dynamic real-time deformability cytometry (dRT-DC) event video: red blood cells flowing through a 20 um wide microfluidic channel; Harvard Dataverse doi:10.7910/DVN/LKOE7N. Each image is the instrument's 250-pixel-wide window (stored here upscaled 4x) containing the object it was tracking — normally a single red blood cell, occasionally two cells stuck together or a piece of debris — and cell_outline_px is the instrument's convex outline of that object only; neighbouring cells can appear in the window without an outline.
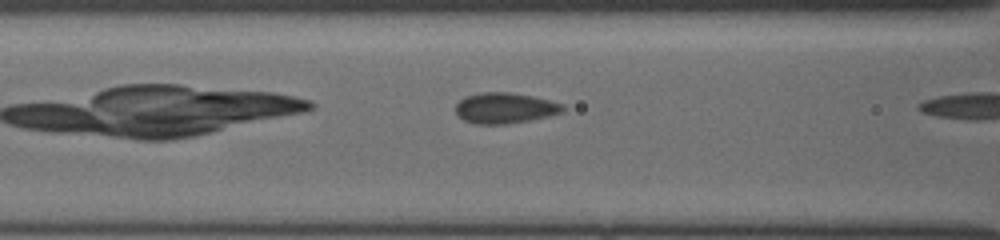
{"species": "common noctule bat (a hibernating species)", "species_latin": "Nyctalus noctula", "temperature_condition": "cold", "stored_images_in_passage": 7, "camera_frame_rate_fps": 3000, "um_per_image_px": 0.085, "animal": {"sex": "female", "body_mass_g": 19.5, "forearm_length_mm": 54.1}, "frame": {"image": 1, "passage_image": 6, "time_ms": 2.0, "image_size_px": [1000, 240], "cell_outline_px": [[564, 108], [560, 112], [548, 116], [508, 124], [476, 124], [464, 120], [456, 112], [456, 104], [464, 96], [480, 92], [512, 92], [532, 96], [564, 104]], "centroid_in_image_um": [42.89, 9.17], "position_along_channel_um": 123.7, "area_um2": 19.07}}